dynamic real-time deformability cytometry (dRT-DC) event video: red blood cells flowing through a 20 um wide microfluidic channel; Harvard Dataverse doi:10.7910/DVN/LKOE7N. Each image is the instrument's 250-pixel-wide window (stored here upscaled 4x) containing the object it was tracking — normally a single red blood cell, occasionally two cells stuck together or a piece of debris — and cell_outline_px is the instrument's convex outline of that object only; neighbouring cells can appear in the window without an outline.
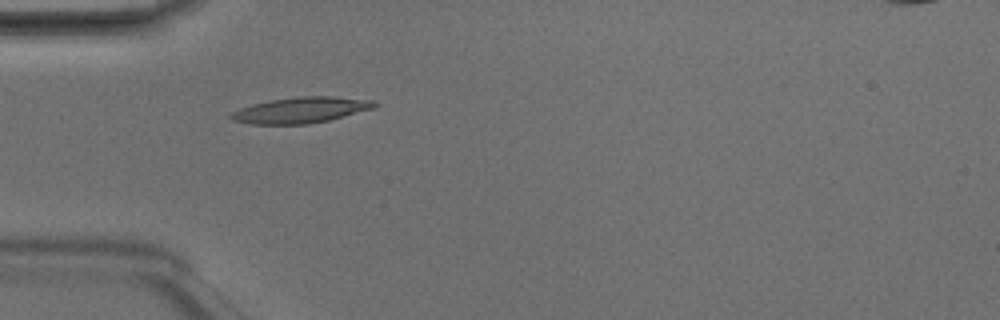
{"species": "Egyptian fruit bat (a non-hibernating species)", "species_latin": "Rousettus aegyptiacus", "temperature_condition": "room temperature", "stored_images_in_passage": 1, "camera_frame_rate_fps": 3000, "um_per_image_px": 0.085, "animal": {"sex": "male"}, "frame": {"image": 1, "passage_image": 1, "time_ms": 0.0, "image_size_px": [1000, 320], "cell_outline_px": [[380, 104], [376, 108], [328, 120], [308, 124], [252, 124], [232, 120], [228, 116], [232, 112], [240, 108], [252, 104], [268, 100], [300, 96], [332, 96], [376, 100]], "centroid_in_image_um": [25.62, 9.34], "position_along_channel_um": 59.4, "area_um2": 21.85}}